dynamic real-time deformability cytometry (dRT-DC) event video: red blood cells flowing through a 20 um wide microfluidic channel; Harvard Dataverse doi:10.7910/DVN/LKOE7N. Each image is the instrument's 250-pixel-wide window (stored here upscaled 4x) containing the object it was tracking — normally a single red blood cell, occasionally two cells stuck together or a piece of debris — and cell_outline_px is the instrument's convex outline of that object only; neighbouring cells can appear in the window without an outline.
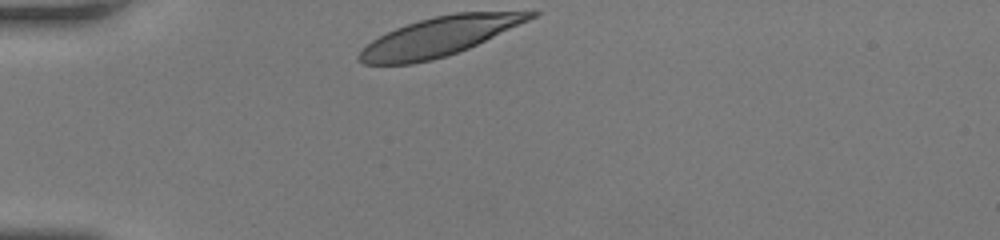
{"species": "human", "species_latin": "Homo sapiens", "temperature_condition": "room temperature", "stored_images_in_passage": 28, "camera_frame_rate_fps": 3000, "um_per_image_px": 0.085, "donor": {"sex": "female"}, "frame": {"image": 1, "passage_image": 1, "time_ms": 0.0, "image_size_px": [1000, 240], "cell_outline_px": [[540, 12], [536, 16], [528, 20], [468, 48], [432, 60], [412, 64], [364, 64], [356, 60], [356, 56], [372, 40], [396, 28], [432, 16], [456, 12]], "centroid_in_image_um": [37.27, 3.12], "position_along_channel_um": 47.7, "area_um2": 38.09}}
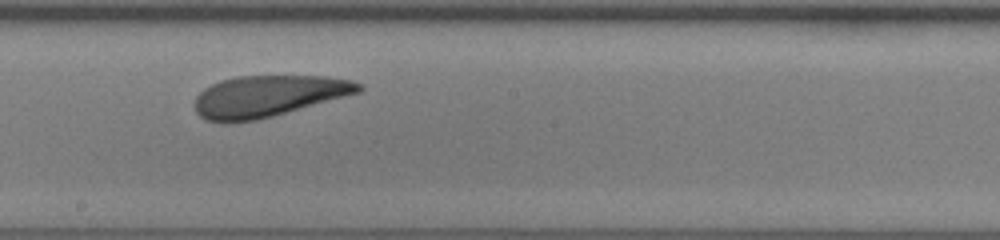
{"frame": {"image": 2, "passage_image": 16, "time_ms": 5.0, "image_size_px": [1000, 240], "cell_outline_px": [[364, 88], [360, 92], [272, 116], [256, 120], [228, 124], [224, 124], [204, 120], [196, 112], [196, 96], [204, 88], [220, 80], [236, 76], [328, 76], [352, 80], [364, 84]], "centroid_in_image_um": [22.77, 8.17], "position_along_channel_um": 225.4, "area_um2": 39.77}}
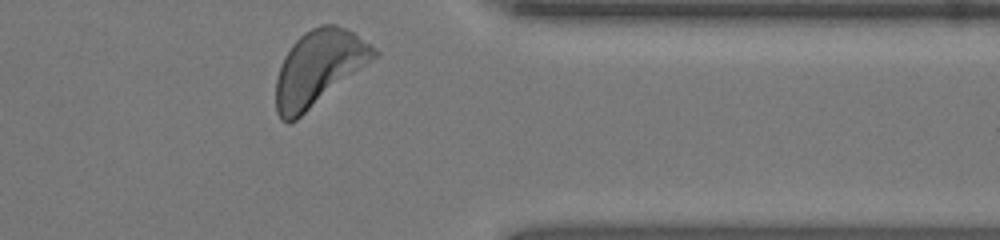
{"frame": {"image": 3, "passage_image": 28, "time_ms": 9.0, "image_size_px": [1000, 240], "cell_outline_px": [[380, 56], [296, 120], [288, 124], [280, 120], [276, 112], [276, 80], [284, 56], [292, 44], [304, 32], [320, 24], [336, 24], [352, 32], [372, 44], [380, 52]], "centroid_in_image_um": [27.12, 5.78], "position_along_channel_um": 384.3, "area_um2": 43.23}, "authors_computed_cell_mechanics": {"area_um2": 40.2288, "velocity_mm_per_s": 4.1481, "shape_relaxation_time_tau1_ms": 2.8188, "shape_relaxation_time_tau2_ms": 3.5781, "deformation_change_tau1": 0.1237, "deformation_change_tau2": 0.1278}}